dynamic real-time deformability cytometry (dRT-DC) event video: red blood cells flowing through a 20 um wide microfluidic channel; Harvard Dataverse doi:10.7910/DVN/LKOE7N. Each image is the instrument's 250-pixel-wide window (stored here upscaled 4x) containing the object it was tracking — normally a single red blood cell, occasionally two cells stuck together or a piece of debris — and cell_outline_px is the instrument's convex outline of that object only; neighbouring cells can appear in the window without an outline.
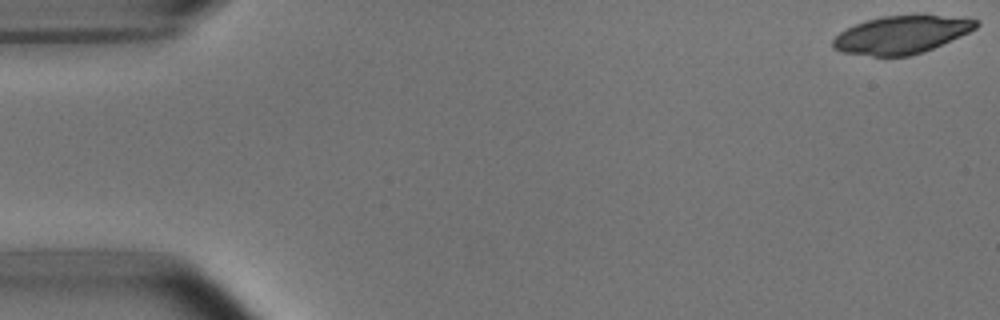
{"species": "common noctule bat (a hibernating species)", "species_latin": "Nyctalus noctula", "temperature_condition": "room temperature", "stored_images_in_passage": 53, "camera_frame_rate_fps": 3000, "um_per_image_px": 0.085, "animal": {"sex": "male", "body_mass_g": 15.6}, "frame": {"image": 1, "passage_image": 1, "time_ms": 0.0, "image_size_px": [1000, 320], "cell_outline_px": [[980, 24], [976, 28], [960, 36], [924, 52], [908, 56], [872, 56], [840, 52], [832, 48], [832, 40], [840, 32], [856, 24], [868, 20], [884, 16], [920, 12], [924, 12], [980, 20]], "centroid_in_image_um": [76.66, 2.91], "position_along_channel_um": 8.3, "area_um2": 32.31}}